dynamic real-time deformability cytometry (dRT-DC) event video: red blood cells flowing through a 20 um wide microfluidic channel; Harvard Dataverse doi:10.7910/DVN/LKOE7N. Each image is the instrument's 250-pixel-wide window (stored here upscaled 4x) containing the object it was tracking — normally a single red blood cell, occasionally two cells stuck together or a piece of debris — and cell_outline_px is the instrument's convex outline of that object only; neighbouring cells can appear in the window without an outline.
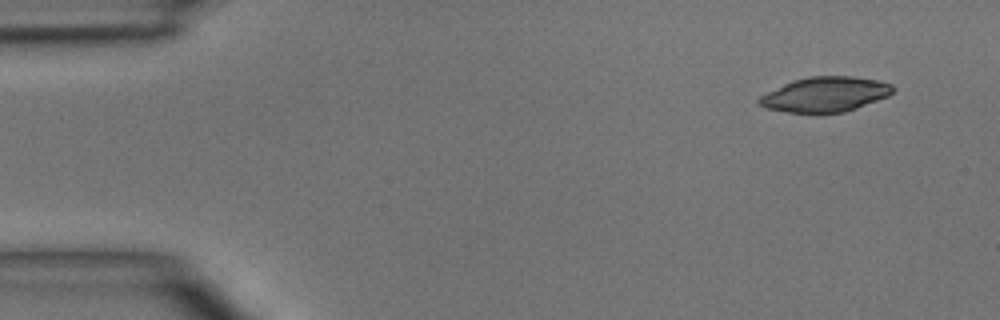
{"species": "common noctule bat (a hibernating species)", "species_latin": "Nyctalus noctula", "temperature_condition": "room temperature", "stored_images_in_passage": 7, "camera_frame_rate_fps": 3000, "um_per_image_px": 0.085, "animal": {"sex": "male", "body_mass_g": 15.6}, "frame": {"image": 1, "passage_image": 1, "time_ms": 0.0, "image_size_px": [1000, 320], "cell_outline_px": [[896, 88], [888, 96], [856, 108], [844, 112], [824, 116], [820, 116], [788, 112], [764, 108], [756, 104], [756, 100], [760, 96], [792, 80], [808, 76], [852, 76], [880, 80], [892, 84]], "centroid_in_image_um": [70.12, 8.06], "position_along_channel_um": 14.9, "area_um2": 28.09}}